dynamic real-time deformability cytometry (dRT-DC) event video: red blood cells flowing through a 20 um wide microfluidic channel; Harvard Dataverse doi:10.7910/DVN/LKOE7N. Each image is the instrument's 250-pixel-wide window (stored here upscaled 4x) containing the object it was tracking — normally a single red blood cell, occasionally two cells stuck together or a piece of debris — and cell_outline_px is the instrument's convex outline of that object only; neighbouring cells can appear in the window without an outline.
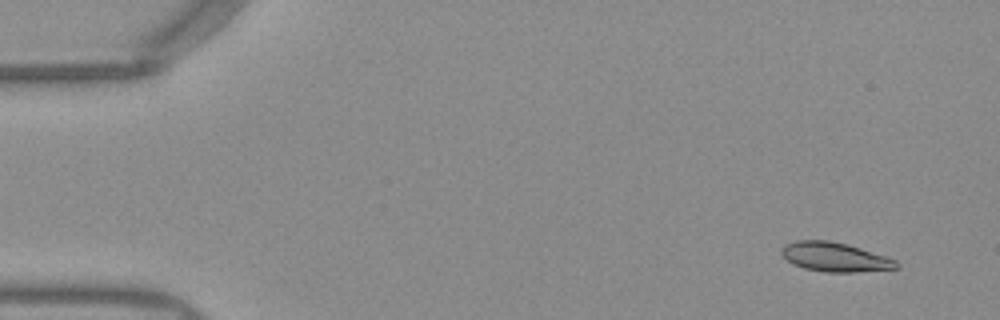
{"species": "Egyptian fruit bat (a non-hibernating species)", "species_latin": "Rousettus aegyptiacus", "temperature_condition": "warm", "stored_images_in_passage": 53, "segment_of_instrument_passage": [1, 2], "camera_frame_rate_fps": 3000, "um_per_image_px": 0.085, "frame": {"image": 1, "passage_image": 4, "time_ms": 1.0, "image_size_px": [1000, 320], "cell_outline_px": [[900, 268], [856, 272], [824, 272], [804, 268], [792, 264], [780, 252], [780, 248], [796, 240], [828, 240], [860, 248], [896, 260], [900, 264]], "centroid_in_image_um": [70.96, 21.86], "position_along_channel_um": 14.0, "area_um2": 19.42}}
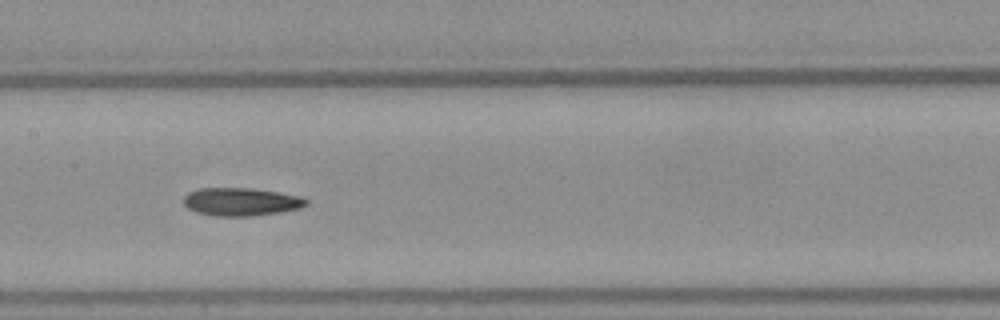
{"frame": {"image": 2, "passage_image": 26, "time_ms": 8.333, "image_size_px": [1000, 320], "cell_outline_px": [[308, 204], [300, 208], [280, 212], [252, 216], [216, 216], [196, 212], [188, 208], [184, 204], [184, 196], [188, 192], [200, 188], [256, 188], [280, 192], [300, 196], [308, 200]], "centroid_in_image_um": [20.51, 17.14], "position_along_channel_um": 186.9, "area_um2": 20.17}}
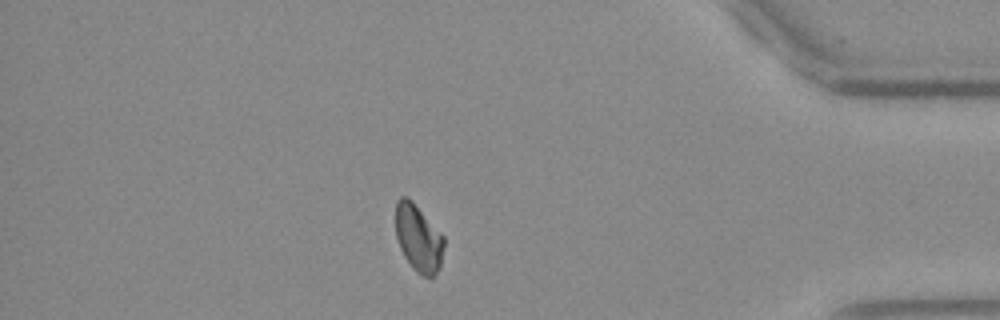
{"frame": {"image": 3, "passage_image": 45, "time_ms": 14.667, "image_size_px": [1000, 320], "cell_outline_px": [[444, 244], [440, 264], [432, 280], [416, 272], [412, 268], [404, 256], [400, 248], [396, 236], [396, 200], [400, 196], [408, 196], [412, 200], [444, 236]], "centroid_in_image_um": [35.55, 20.23], "position_along_channel_um": 399.6, "area_um2": 19.02}}